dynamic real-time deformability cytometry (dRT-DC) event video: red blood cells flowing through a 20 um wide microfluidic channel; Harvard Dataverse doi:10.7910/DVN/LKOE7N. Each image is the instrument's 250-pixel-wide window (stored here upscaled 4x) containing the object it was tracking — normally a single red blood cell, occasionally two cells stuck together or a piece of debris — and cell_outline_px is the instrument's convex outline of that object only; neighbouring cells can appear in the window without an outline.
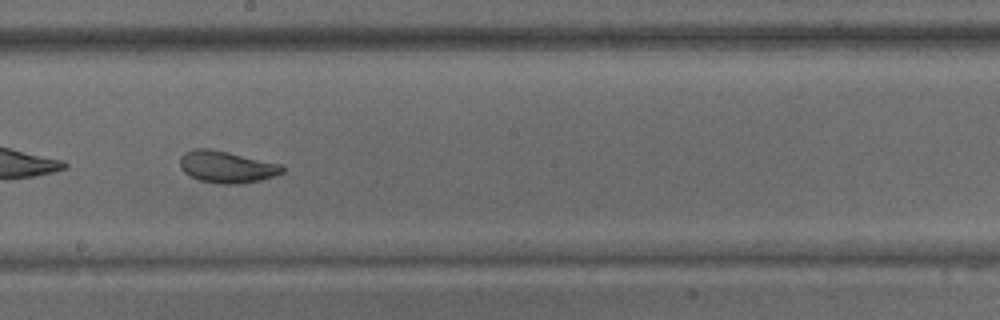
{"species": "common noctule bat (a hibernating species)", "species_latin": "Nyctalus noctula", "temperature_condition": "warm", "stored_images_in_passage": 41, "camera_frame_rate_fps": 3000, "um_per_image_px": 0.085, "animal": {"sex": "male", "body_mass_g": 15.6}, "frame": {"image": 1, "passage_image": 18, "time_ms": 5.667, "image_size_px": [1000, 320], "cell_outline_px": [[284, 172], [260, 180], [236, 184], [220, 184], [200, 180], [184, 172], [180, 168], [180, 156], [184, 152], [192, 148], [208, 148], [228, 152], [284, 164]], "centroid_in_image_um": [19.26, 14.17], "position_along_channel_um": 228.9, "area_um2": 19.07}, "authors_computed_cell_mechanics": {"area_um2": 19.1896, "velocity_mm_per_s": 2.8936, "shape_relaxation_time_tau1_ms": 7.3442, "shape_relaxation_time_tau2_ms": 1.7893, "deformation_change_tau1": 0.1372, "deformation_change_tau2": 0.0812}}